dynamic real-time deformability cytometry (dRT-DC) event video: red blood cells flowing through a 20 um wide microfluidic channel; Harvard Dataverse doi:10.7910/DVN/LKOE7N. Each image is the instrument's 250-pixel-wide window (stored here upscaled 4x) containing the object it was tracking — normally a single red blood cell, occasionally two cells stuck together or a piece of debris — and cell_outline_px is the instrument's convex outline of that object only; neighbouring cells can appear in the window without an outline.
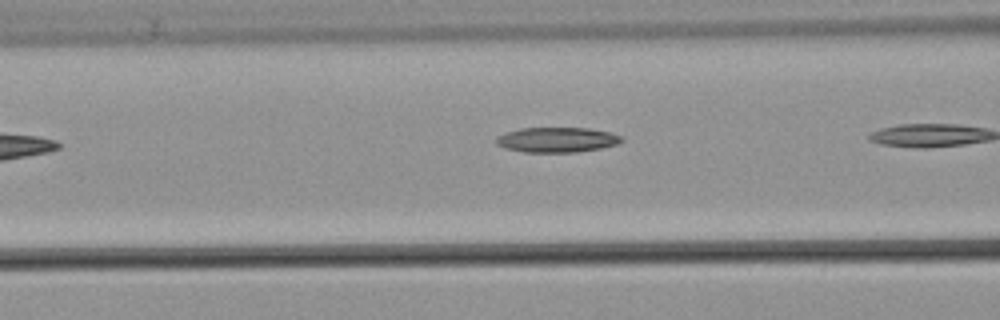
{"species": "common noctule bat (a hibernating species)", "species_latin": "Nyctalus noctula", "temperature_condition": "warm", "stored_images_in_passage": 7, "camera_frame_rate_fps": 3000, "um_per_image_px": 0.085, "animal": {"sex": "male", "body_mass_g": 21.5, "forearm_length_mm": 52.0}, "frame": {"image": 1, "passage_image": 6, "time_ms": 1.667, "image_size_px": [1000, 320], "cell_outline_px": [[624, 140], [616, 144], [600, 148], [576, 152], [524, 152], [504, 148], [496, 144], [496, 136], [504, 132], [520, 128], [588, 128], [612, 132], [624, 136]], "centroid_in_image_um": [47.33, 11.87], "position_along_channel_um": 119.3, "area_um2": 18.5}}